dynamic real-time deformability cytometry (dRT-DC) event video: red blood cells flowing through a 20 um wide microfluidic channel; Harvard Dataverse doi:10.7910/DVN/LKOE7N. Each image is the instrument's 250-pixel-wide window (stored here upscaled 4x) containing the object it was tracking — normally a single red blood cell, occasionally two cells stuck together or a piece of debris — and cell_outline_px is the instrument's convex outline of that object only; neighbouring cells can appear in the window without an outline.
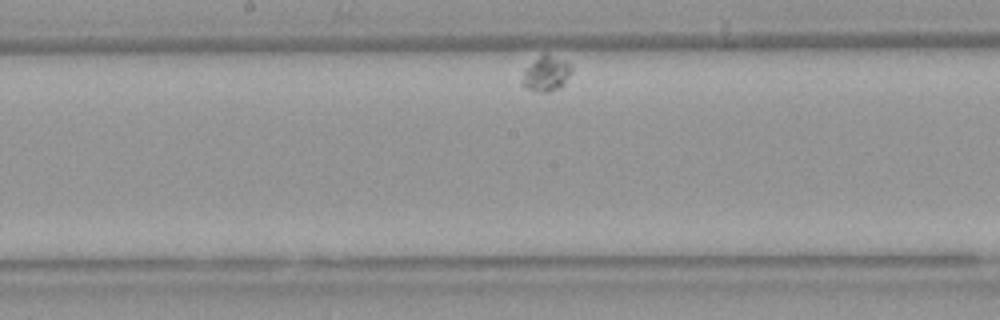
{"species": "Egyptian fruit bat (a non-hibernating species)", "species_latin": "Rousettus aegyptiacus", "temperature_condition": "warm", "stored_images_in_passage": 35, "camera_frame_rate_fps": 3000, "um_per_image_px": 0.085, "animal": {"sex": "female"}, "frame": {"image": 1, "passage_image": 17, "time_ms": 5.333, "image_size_px": [1000, 320], "cell_outline_px": [[572, 72], [564, 84], [560, 88], [548, 92], [544, 92], [524, 88], [520, 84], [520, 80], [524, 68], [544, 52], [548, 52], [568, 60], [572, 64]], "centroid_in_image_um": [46.43, 6.22], "position_along_channel_um": 201.8, "area_um2": 10.75}}
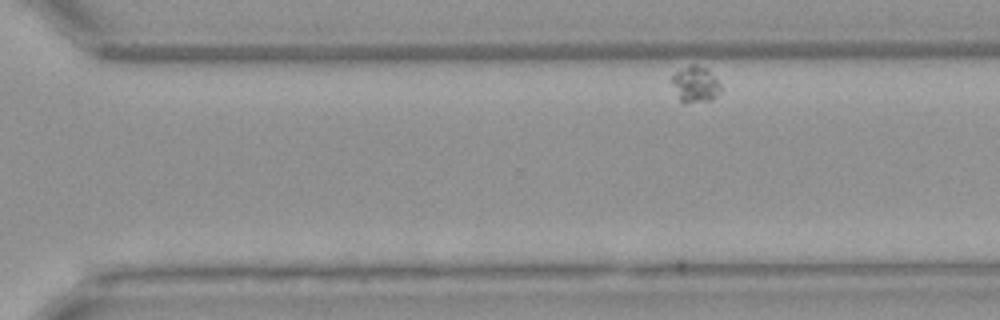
{"frame": {"image": 2, "passage_image": 29, "time_ms": 9.333, "image_size_px": [1000, 320], "cell_outline_px": [[720, 92], [716, 96], [708, 100], [684, 104], [680, 100], [672, 84], [672, 76], [680, 68], [692, 64], [696, 64], [708, 68], [720, 84]], "centroid_in_image_um": [59.09, 7.14], "position_along_channel_um": 311.5, "area_um2": 10.29}}